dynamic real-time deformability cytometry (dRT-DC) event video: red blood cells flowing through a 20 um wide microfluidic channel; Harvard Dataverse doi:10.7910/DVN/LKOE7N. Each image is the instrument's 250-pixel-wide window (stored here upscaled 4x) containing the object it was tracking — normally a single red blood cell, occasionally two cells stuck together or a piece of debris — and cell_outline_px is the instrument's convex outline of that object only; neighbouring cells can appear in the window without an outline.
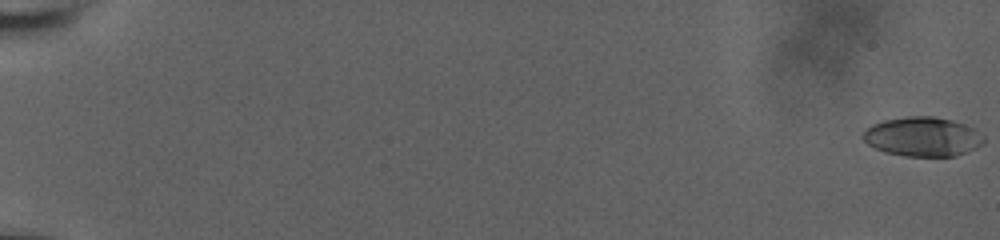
{"species": "human", "species_latin": "Homo sapiens", "temperature_condition": "room temperature", "stored_images_in_passage": 48, "camera_frame_rate_fps": 3000, "um_per_image_px": 0.085, "donor": {"sex": "male"}, "frame": {"image": 1, "passage_image": 1, "time_ms": 0.0, "image_size_px": [1000, 240], "cell_outline_px": [[984, 144], [976, 148], [956, 156], [904, 156], [884, 152], [868, 144], [860, 136], [872, 124], [884, 120], [908, 116], [932, 116], [952, 120], [976, 128], [984, 136]], "centroid_in_image_um": [78.45, 11.62], "position_along_channel_um": 6.5, "area_um2": 27.86}}
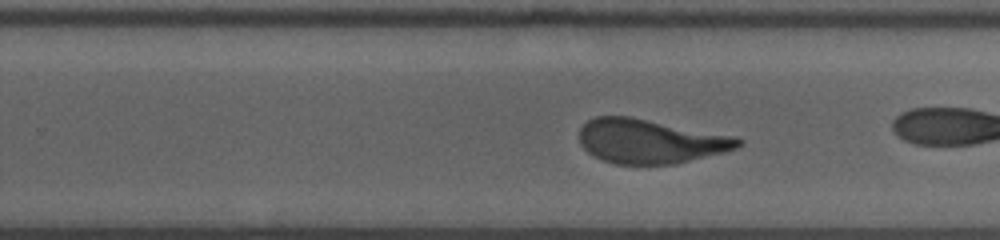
{"frame": {"image": 2, "passage_image": 39, "time_ms": 12.667, "image_size_px": [1000, 240], "cell_outline_px": [[744, 144], [736, 148], [724, 152], [676, 164], [616, 164], [604, 160], [588, 152], [580, 144], [580, 128], [588, 120], [596, 116], [628, 116], [736, 136], [744, 140]], "centroid_in_image_um": [55.3, 12.0], "position_along_channel_um": 274.5, "area_um2": 40.86}}